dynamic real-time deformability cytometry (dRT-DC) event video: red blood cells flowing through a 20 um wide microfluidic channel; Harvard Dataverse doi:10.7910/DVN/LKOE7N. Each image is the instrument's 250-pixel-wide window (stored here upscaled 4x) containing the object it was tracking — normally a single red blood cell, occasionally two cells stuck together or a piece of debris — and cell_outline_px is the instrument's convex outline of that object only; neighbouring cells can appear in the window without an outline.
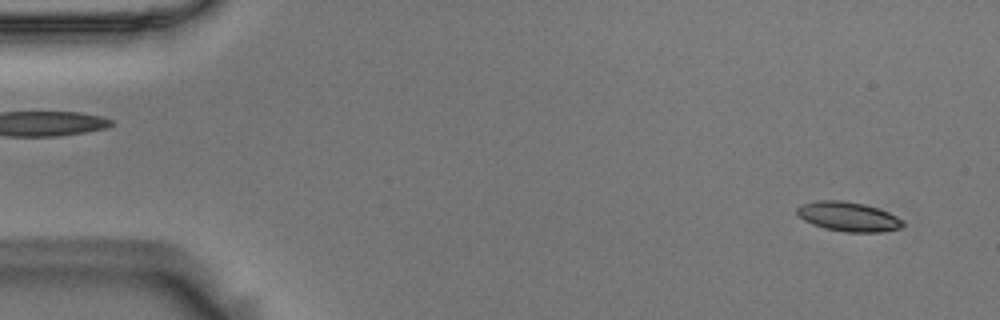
{"species": "Egyptian fruit bat (a non-hibernating species)", "species_latin": "Rousettus aegyptiacus", "temperature_condition": "room temperature", "stored_images_in_passage": 55, "camera_frame_rate_fps": 3000, "um_per_image_px": 0.085, "animal": {"sex": "male"}, "frame": {"image": 1, "passage_image": 3, "time_ms": 0.667, "image_size_px": [1000, 320], "cell_outline_px": [[904, 224], [900, 228], [880, 232], [844, 232], [824, 228], [812, 224], [804, 220], [796, 212], [796, 208], [800, 204], [820, 200], [840, 200], [864, 204], [888, 212], [904, 220]], "centroid_in_image_um": [72.09, 18.41], "position_along_channel_um": 12.9, "area_um2": 18.15}}
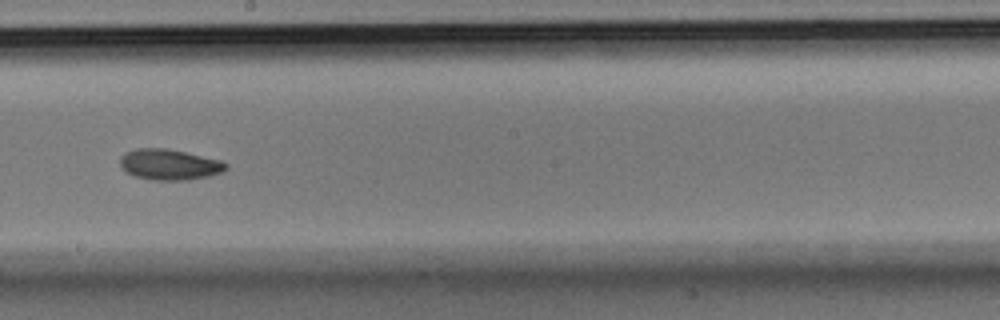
{"frame": {"image": 2, "passage_image": 31, "time_ms": 10.0, "image_size_px": [1000, 320], "cell_outline_px": [[228, 168], [224, 172], [208, 176], [188, 180], [152, 180], [136, 176], [128, 172], [120, 164], [120, 156], [136, 148], [164, 148], [224, 160], [228, 164]], "centroid_in_image_um": [14.47, 13.98], "position_along_channel_um": 233.7, "area_um2": 18.96}}
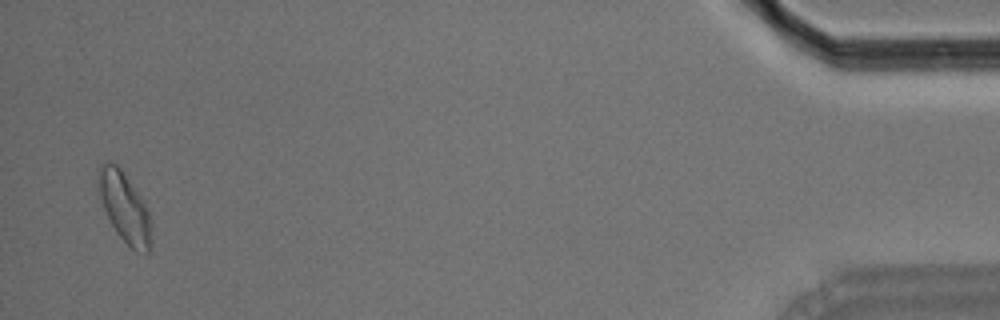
{"frame": {"image": 3, "passage_image": 54, "time_ms": 17.667, "image_size_px": [1000, 320], "cell_outline_px": [[152, 240], [148, 252], [136, 252], [116, 232], [104, 208], [100, 196], [96, 172], [96, 168], [104, 160], [108, 160], [116, 164], [120, 168], [144, 204], [148, 212]], "centroid_in_image_um": [10.54, 17.58], "position_along_channel_um": 424.7, "area_um2": 21.1}, "authors_computed_cell_mechanics": {"area_um2": 18.6116, "velocity_mm_per_s": 3.5972, "shape_relaxation_time_tau1_ms": 4.7134, "shape_relaxation_time_tau2_ms": 3.1293, "deformation_change_tau1": 0.1372, "deformation_change_tau2": 0.0776}}